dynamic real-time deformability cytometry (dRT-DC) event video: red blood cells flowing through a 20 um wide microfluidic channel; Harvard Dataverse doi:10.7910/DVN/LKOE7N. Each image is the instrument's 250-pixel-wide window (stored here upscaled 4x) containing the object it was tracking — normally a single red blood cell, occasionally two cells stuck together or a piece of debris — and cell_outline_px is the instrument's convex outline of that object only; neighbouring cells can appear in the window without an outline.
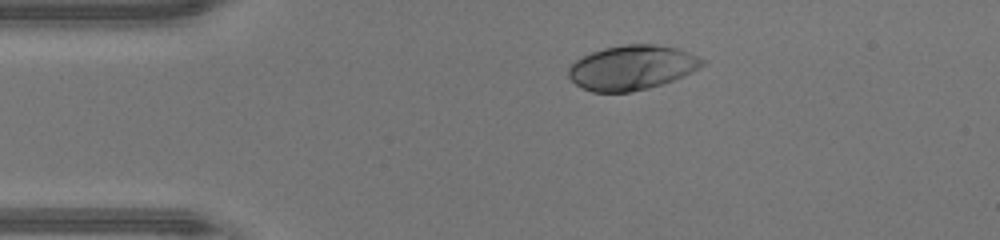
{"species": "human", "species_latin": "Homo sapiens", "temperature_condition": "warm", "stored_images_in_passage": 39, "camera_frame_rate_fps": 3000, "um_per_image_px": 0.085, "donor": {"sex": "male"}, "frame": {"image": 1, "passage_image": 1, "time_ms": 0.0, "image_size_px": [1000, 240], "cell_outline_px": [[704, 64], [672, 80], [648, 88], [632, 92], [592, 92], [576, 84], [568, 76], [568, 68], [576, 60], [592, 52], [604, 48], [624, 44], [656, 44], [680, 48], [704, 60]], "centroid_in_image_um": [53.67, 5.73], "position_along_channel_um": 31.3, "area_um2": 34.33}}
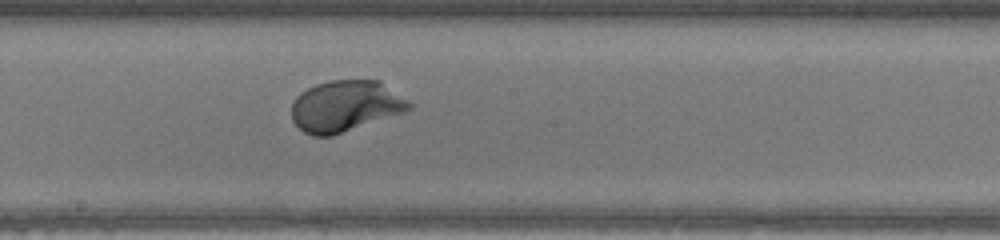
{"frame": {"image": 2, "passage_image": 17, "time_ms": 5.333, "image_size_px": [1000, 240], "cell_outline_px": [[412, 108], [404, 112], [332, 136], [312, 136], [304, 132], [292, 120], [292, 104], [296, 96], [300, 92], [316, 84], [328, 80], [380, 80], [412, 104]], "centroid_in_image_um": [29.34, 9.01], "position_along_channel_um": 218.9, "area_um2": 34.97}}
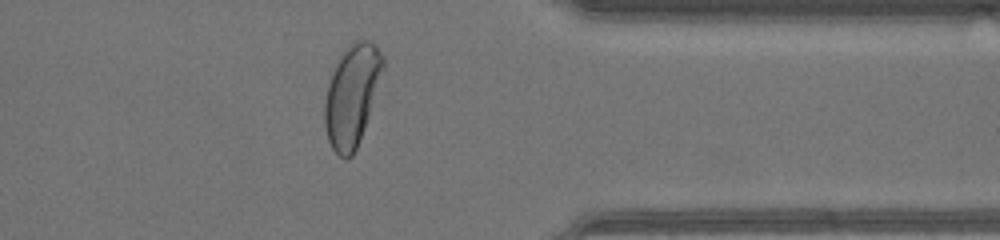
{"frame": {"image": 3, "passage_image": 29, "time_ms": 9.333, "image_size_px": [1000, 240], "cell_outline_px": [[384, 68], [364, 128], [356, 148], [352, 156], [340, 156], [332, 148], [328, 140], [324, 124], [324, 104], [328, 84], [332, 72], [340, 52], [352, 40], [368, 40], [376, 44], [384, 56]], "centroid_in_image_um": [29.9, 8.02], "position_along_channel_um": 381.5, "area_um2": 34.33}, "authors_computed_cell_mechanics": {"area_um2": 34.7956, "velocity_mm_per_s": 4.3746, "shape_relaxation_time_tau1_ms": 1.6732, "shape_relaxation_time_tau2_ms": null, "deformation_change_tau1": 0.1784, "deformation_change_tau2": null}}